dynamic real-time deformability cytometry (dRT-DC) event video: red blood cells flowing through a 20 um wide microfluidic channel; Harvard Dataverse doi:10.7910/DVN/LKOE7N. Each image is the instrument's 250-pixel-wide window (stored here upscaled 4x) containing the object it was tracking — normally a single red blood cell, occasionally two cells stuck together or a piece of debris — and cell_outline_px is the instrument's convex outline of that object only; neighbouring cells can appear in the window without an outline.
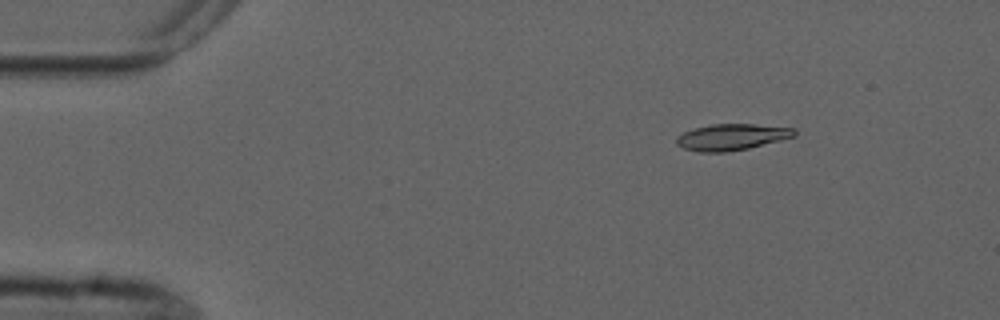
{"species": "common noctule bat (a hibernating species)", "species_latin": "Nyctalus noctula", "temperature_condition": "cold", "stored_images_in_passage": 4, "camera_frame_rate_fps": 3000, "um_per_image_px": 0.085, "animal": {"sex": "male", "forearm_length_mm": 52.5}, "frame": {"image": 1, "passage_image": 2, "time_ms": 1.0, "image_size_px": [1000, 320], "cell_outline_px": [[796, 136], [748, 148], [728, 152], [700, 152], [684, 148], [676, 144], [676, 136], [684, 132], [696, 128], [712, 124], [756, 124], [796, 128]], "centroid_in_image_um": [62.21, 11.64], "position_along_channel_um": 22.8, "area_um2": 18.03}}